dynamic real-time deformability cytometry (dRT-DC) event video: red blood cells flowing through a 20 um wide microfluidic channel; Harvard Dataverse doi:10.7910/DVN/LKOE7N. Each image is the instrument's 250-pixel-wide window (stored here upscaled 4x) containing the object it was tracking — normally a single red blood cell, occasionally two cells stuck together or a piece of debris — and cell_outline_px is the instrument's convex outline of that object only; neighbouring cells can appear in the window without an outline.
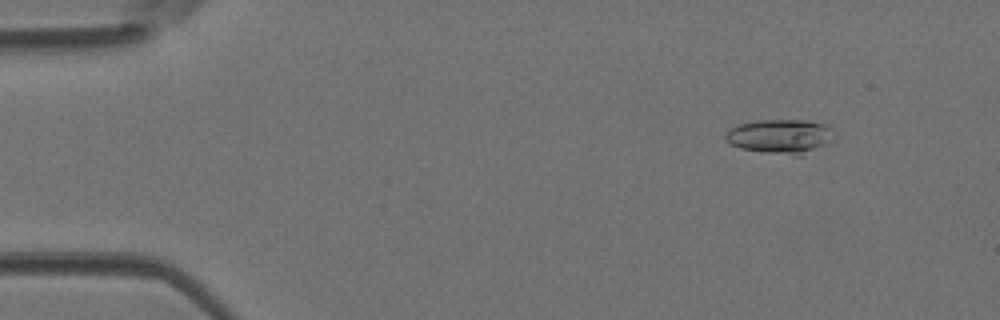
{"species": "Egyptian fruit bat (a non-hibernating species)", "species_latin": "Rousettus aegyptiacus", "temperature_condition": "room temperature", "stored_images_in_passage": 28, "camera_frame_rate_fps": 3000, "um_per_image_px": 0.085, "animal": {"sex": "female"}, "frame": {"image": 1, "passage_image": 2, "time_ms": 0.333, "image_size_px": [1000, 320], "cell_outline_px": [[832, 128], [824, 144], [804, 156], [792, 156], [740, 148], [732, 144], [724, 136], [736, 124], [760, 120], [808, 120], [828, 124]], "centroid_in_image_um": [66.3, 11.59], "position_along_channel_um": 18.7, "area_um2": 21.39}}
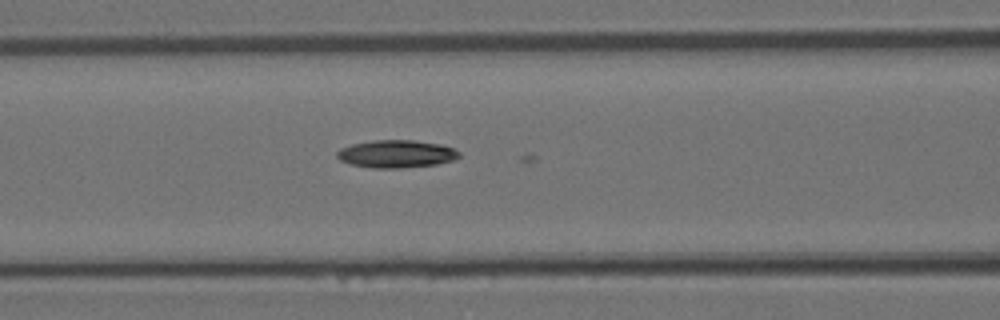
{"frame": {"image": 2, "passage_image": 16, "time_ms": 5.0, "image_size_px": [1000, 320], "cell_outline_px": [[460, 156], [452, 160], [436, 164], [400, 168], [372, 168], [352, 164], [340, 160], [336, 156], [336, 152], [340, 148], [352, 144], [372, 140], [412, 140], [440, 144], [452, 148], [460, 152]], "centroid_in_image_um": [33.66, 13.08], "position_along_channel_um": 132.9, "area_um2": 19.59}}
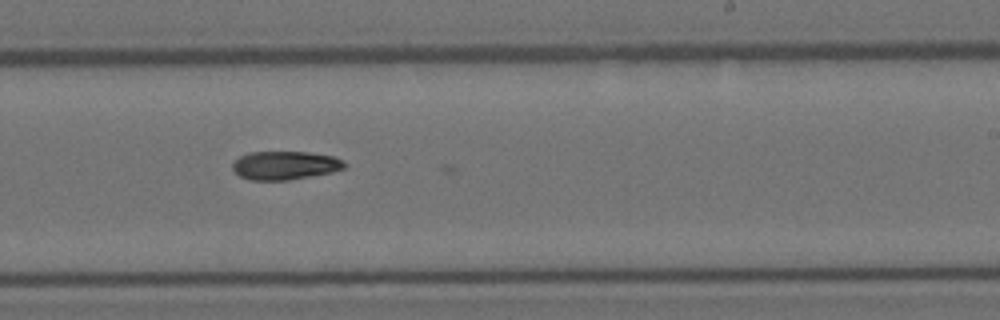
{"frame": {"image": 3, "passage_image": 25, "time_ms": 8.0, "image_size_px": [1000, 320], "cell_outline_px": [[348, 164], [344, 168], [332, 172], [288, 180], [248, 180], [240, 176], [232, 168], [232, 164], [240, 156], [248, 152], [308, 152], [332, 156], [344, 160]], "centroid_in_image_um": [24.23, 14.05], "position_along_channel_um": 264.8, "area_um2": 18.61}}